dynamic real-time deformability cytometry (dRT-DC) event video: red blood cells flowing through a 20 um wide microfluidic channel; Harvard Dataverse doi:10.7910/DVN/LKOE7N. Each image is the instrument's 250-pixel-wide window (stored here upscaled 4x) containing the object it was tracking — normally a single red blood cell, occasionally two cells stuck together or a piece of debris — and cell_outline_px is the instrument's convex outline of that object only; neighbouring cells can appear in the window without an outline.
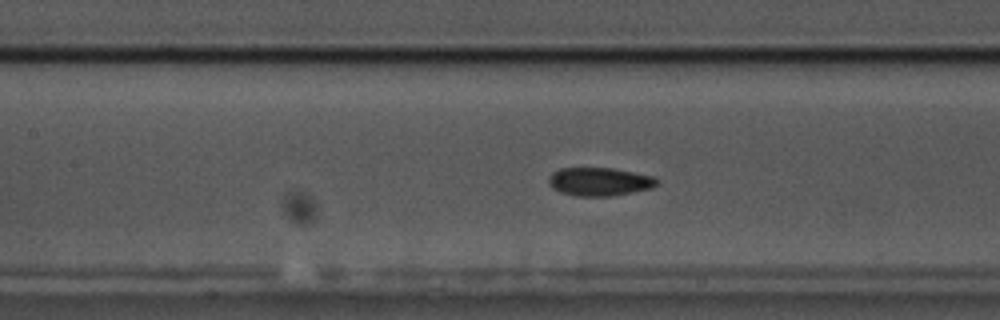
{"species": "common noctule bat (a hibernating species)", "species_latin": "Nyctalus noctula", "temperature_condition": "cold", "stored_images_in_passage": 44, "camera_frame_rate_fps": 3000, "um_per_image_px": 0.085, "animal": {"sex": "male", "body_mass_g": 17.5, "forearm_length_mm": 52.3}, "frame": {"image": 1, "passage_image": 22, "time_ms": 7.0, "image_size_px": [1000, 320], "cell_outline_px": [[660, 180], [652, 188], [612, 196], [576, 196], [560, 192], [552, 188], [548, 184], [548, 180], [552, 172], [560, 168], [612, 168], [656, 176]], "centroid_in_image_um": [50.96, 15.44], "position_along_channel_um": 156.4, "area_um2": 18.03}}
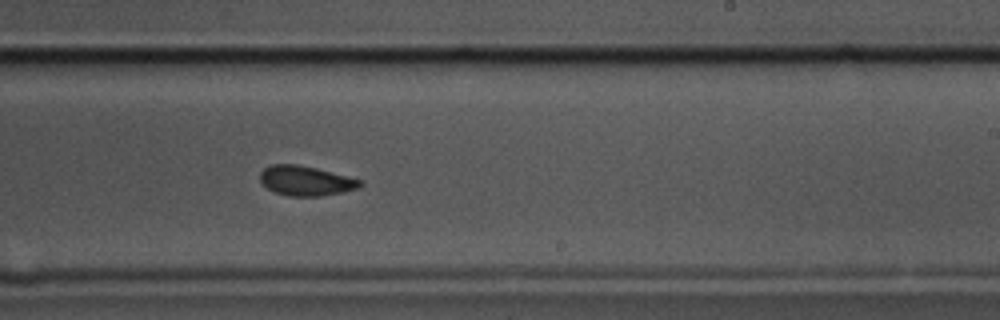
{"frame": {"image": 2, "passage_image": 31, "time_ms": 10.0, "image_size_px": [1000, 320], "cell_outline_px": [[364, 184], [360, 188], [320, 196], [288, 196], [276, 192], [260, 184], [260, 172], [264, 168], [272, 164], [296, 164], [316, 168], [364, 180]], "centroid_in_image_um": [26.0, 15.36], "position_along_channel_um": 263.0, "area_um2": 17.46}}
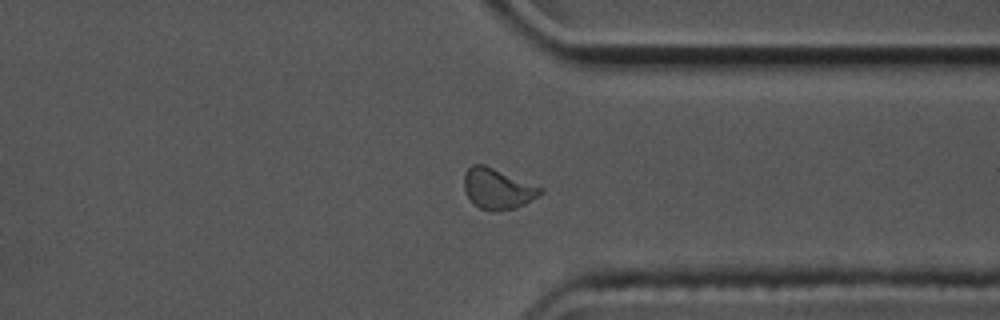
{"frame": {"image": 3, "passage_image": 40, "time_ms": 13.0, "image_size_px": [1000, 320], "cell_outline_px": [[544, 192], [524, 204], [516, 208], [496, 212], [480, 208], [472, 204], [464, 188], [464, 172], [472, 164], [484, 164], [544, 188]], "centroid_in_image_um": [42.29, 16.05], "position_along_channel_um": 369.1, "area_um2": 18.15}, "authors_computed_cell_mechanics": {"area_um2": 17.8024, "velocity_mm_per_s": 3.5686, "shape_relaxation_time_tau1_ms": 5.6961, "shape_relaxation_time_tau2_ms": 4.7629, "deformation_change_tau1": 0.1001, "deformation_change_tau2": 0.0967}}